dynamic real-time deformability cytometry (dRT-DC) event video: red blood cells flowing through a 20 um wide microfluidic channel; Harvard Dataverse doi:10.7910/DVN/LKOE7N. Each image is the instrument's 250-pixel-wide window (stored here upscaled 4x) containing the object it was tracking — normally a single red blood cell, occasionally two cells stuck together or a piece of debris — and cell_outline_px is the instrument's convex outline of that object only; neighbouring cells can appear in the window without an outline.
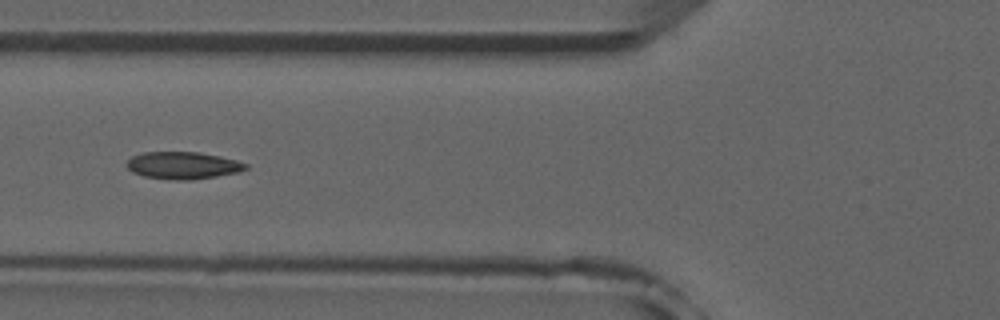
{"species": "common noctule bat (a hibernating species)", "species_latin": "Nyctalus noctula", "temperature_condition": "room temperature", "stored_images_in_passage": 5, "camera_frame_rate_fps": 3000, "um_per_image_px": 0.085, "animal": {"sex": "male", "forearm_length_mm": 52.5}, "frame": {"image": 1, "passage_image": 5, "time_ms": 5.333, "image_size_px": [1000, 320], "cell_outline_px": [[248, 168], [240, 172], [192, 180], [172, 180], [144, 176], [132, 172], [128, 168], [128, 160], [132, 156], [144, 152], [200, 152], [220, 156], [236, 160], [248, 164]], "centroid_in_image_um": [15.58, 14.06], "position_along_channel_um": 110.2, "area_um2": 18.9}}